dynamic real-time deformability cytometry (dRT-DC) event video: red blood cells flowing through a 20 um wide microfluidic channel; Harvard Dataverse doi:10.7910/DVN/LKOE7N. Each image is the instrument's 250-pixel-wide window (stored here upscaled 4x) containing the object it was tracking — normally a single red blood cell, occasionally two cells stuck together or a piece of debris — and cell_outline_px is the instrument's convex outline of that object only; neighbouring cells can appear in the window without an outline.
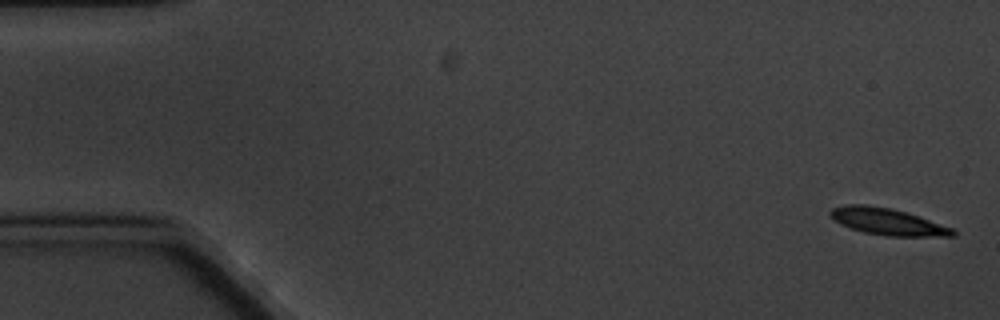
{"species": "common noctule bat (a hibernating species)", "species_latin": "Nyctalus noctula", "temperature_condition": "cold", "stored_images_in_passage": 4, "camera_frame_rate_fps": 3000, "um_per_image_px": 0.085, "animal": {"sex": "male", "body_mass_g": 20.1, "forearm_length_mm": 53.5}, "frame": {"image": 1, "passage_image": 1, "time_ms": 0.0, "image_size_px": [1000, 320], "cell_outline_px": [[956, 236], [888, 236], [864, 232], [840, 224], [832, 220], [828, 212], [832, 208], [848, 204], [864, 204], [892, 208], [952, 228], [956, 232]], "centroid_in_image_um": [75.38, 18.83], "position_along_channel_um": 9.6, "area_um2": 18.84}}